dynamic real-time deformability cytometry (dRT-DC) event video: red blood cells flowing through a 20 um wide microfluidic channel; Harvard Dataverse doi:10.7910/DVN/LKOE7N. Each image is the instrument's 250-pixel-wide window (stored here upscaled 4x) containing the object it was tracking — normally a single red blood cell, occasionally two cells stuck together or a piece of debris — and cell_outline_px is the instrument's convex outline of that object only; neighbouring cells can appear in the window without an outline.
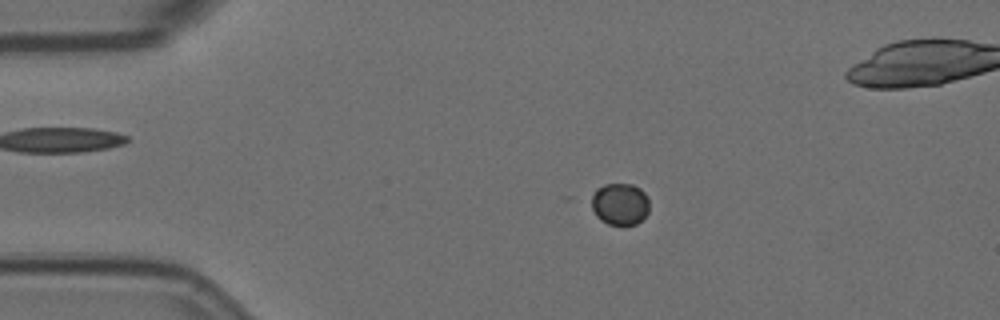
{"species": "Egyptian fruit bat (a non-hibernating species)", "species_latin": "Rousettus aegyptiacus", "temperature_condition": "room temperature", "stored_images_in_passage": 10, "camera_frame_rate_fps": 3000, "um_per_image_px": 0.085, "animal": {"sex": "female"}, "frame": {"image": 1, "passage_image": 2, "time_ms": 0.333, "image_size_px": [1000, 320], "cell_outline_px": [[648, 212], [636, 224], [608, 224], [600, 220], [596, 216], [592, 208], [592, 196], [596, 188], [604, 184], [632, 184], [640, 188], [648, 196]], "centroid_in_image_um": [52.69, 17.32], "position_along_channel_um": 32.3, "area_um2": 14.1}}
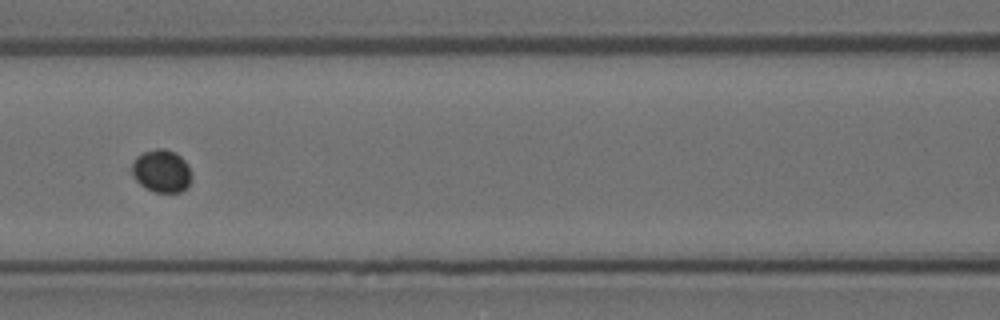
{"frame": {"image": 2, "passage_image": 6, "time_ms": 1.667, "image_size_px": [1000, 320], "cell_outline_px": [[192, 180], [180, 192], [156, 192], [144, 188], [132, 176], [132, 164], [136, 156], [144, 152], [156, 148], [164, 148], [176, 152], [188, 164], [192, 172]], "centroid_in_image_um": [13.74, 14.52], "position_along_channel_um": 152.9, "area_um2": 15.03}}
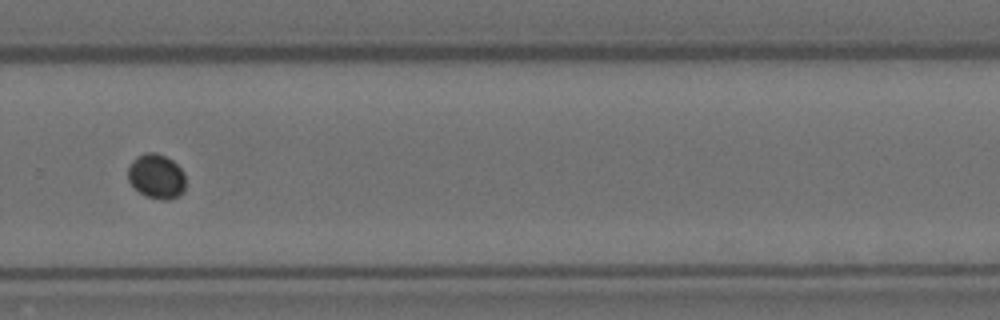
{"frame": {"image": 3, "passage_image": 10, "time_ms": 3.0, "image_size_px": [1000, 320], "cell_outline_px": [[184, 192], [180, 196], [168, 200], [160, 200], [144, 196], [128, 180], [128, 168], [132, 160], [136, 156], [144, 152], [156, 152], [172, 160], [184, 172]], "centroid_in_image_um": [13.29, 14.99], "position_along_channel_um": 316.5, "area_um2": 15.14}}